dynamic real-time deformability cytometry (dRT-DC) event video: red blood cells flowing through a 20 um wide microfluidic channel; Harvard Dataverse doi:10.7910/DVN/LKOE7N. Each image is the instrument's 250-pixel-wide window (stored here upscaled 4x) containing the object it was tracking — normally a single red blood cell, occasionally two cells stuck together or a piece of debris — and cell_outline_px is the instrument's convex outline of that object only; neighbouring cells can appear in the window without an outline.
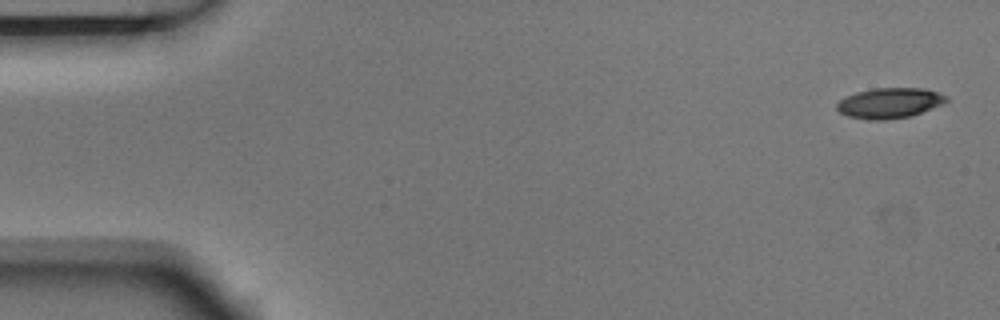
{"species": "Egyptian fruit bat (a non-hibernating species)", "species_latin": "Rousettus aegyptiacus", "temperature_condition": "room temperature", "stored_images_in_passage": 5, "camera_frame_rate_fps": 3000, "um_per_image_px": 0.085, "animal": {"sex": "male"}, "frame": {"image": 1, "passage_image": 1, "time_ms": 0.0, "image_size_px": [1000, 320], "cell_outline_px": [[948, 100], [944, 104], [912, 116], [884, 120], [868, 120], [848, 116], [840, 112], [836, 108], [836, 104], [840, 100], [856, 92], [872, 88], [924, 88], [948, 96]], "centroid_in_image_um": [75.64, 8.76], "position_along_channel_um": 9.4, "area_um2": 19.48}}
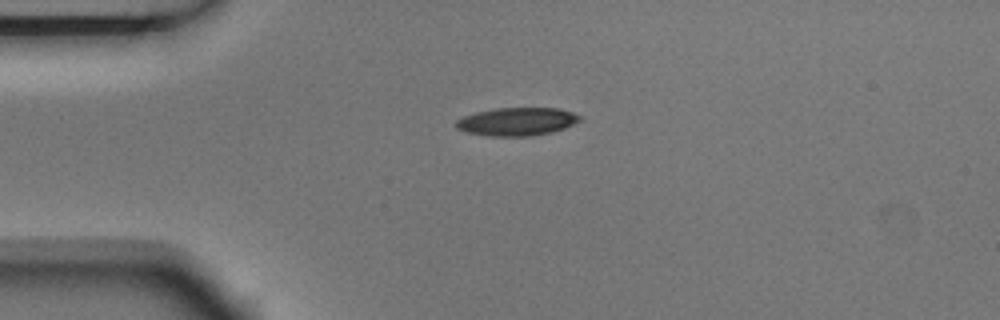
{"frame": {"image": 2, "passage_image": 4, "time_ms": 1.0, "image_size_px": [1000, 320], "cell_outline_px": [[580, 120], [564, 128], [552, 132], [532, 136], [488, 136], [468, 132], [456, 128], [452, 124], [456, 120], [464, 116], [476, 112], [496, 108], [560, 108], [572, 112], [580, 116]], "centroid_in_image_um": [43.9, 10.33], "position_along_channel_um": 41.1, "area_um2": 20.29}}